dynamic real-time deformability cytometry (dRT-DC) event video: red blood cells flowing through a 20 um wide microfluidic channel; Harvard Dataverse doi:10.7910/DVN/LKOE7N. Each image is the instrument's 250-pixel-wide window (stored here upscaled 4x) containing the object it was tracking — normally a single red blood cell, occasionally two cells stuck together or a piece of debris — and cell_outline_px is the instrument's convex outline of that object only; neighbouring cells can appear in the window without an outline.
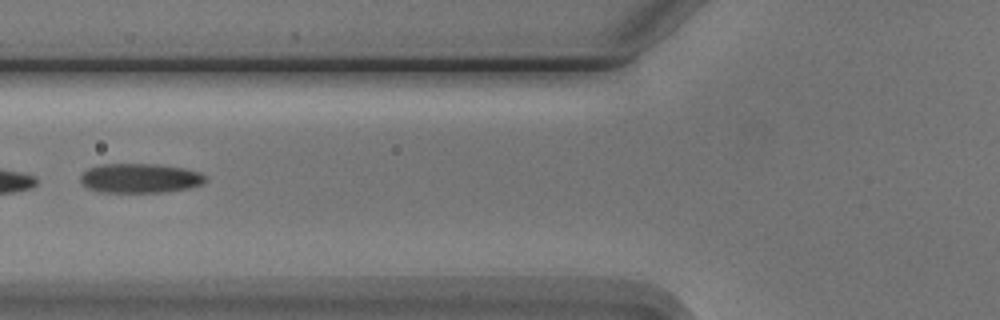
{"species": "Egyptian fruit bat (a non-hibernating species)", "species_latin": "Rousettus aegyptiacus", "temperature_condition": "cold", "stored_images_in_passage": 8, "camera_frame_rate_fps": 3000, "um_per_image_px": 0.085, "animal": {"sex": "male"}, "frame": {"image": 1, "passage_image": 5, "time_ms": 5.0, "image_size_px": [1000, 320], "cell_outline_px": [[208, 180], [204, 184], [188, 188], [164, 192], [100, 192], [88, 188], [80, 180], [80, 176], [88, 168], [100, 164], [156, 164], [184, 168], [200, 172], [208, 176]], "centroid_in_image_um": [11.95, 15.14], "position_along_channel_um": 113.9, "area_um2": 21.62}}
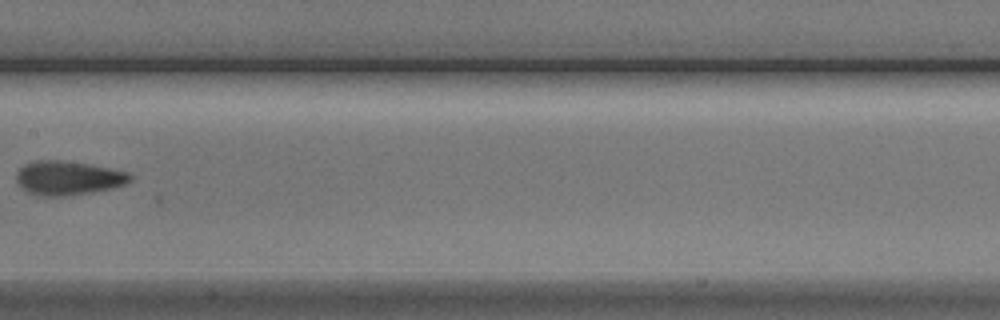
{"frame": {"image": 2, "passage_image": 7, "time_ms": 7.333, "image_size_px": [1000, 320], "cell_outline_px": [[132, 180], [124, 184], [112, 188], [64, 196], [40, 196], [28, 192], [16, 180], [16, 172], [24, 164], [36, 160], [60, 160], [88, 164], [128, 172], [132, 176]], "centroid_in_image_um": [5.77, 15.12], "position_along_channel_um": 201.6, "area_um2": 22.31}}
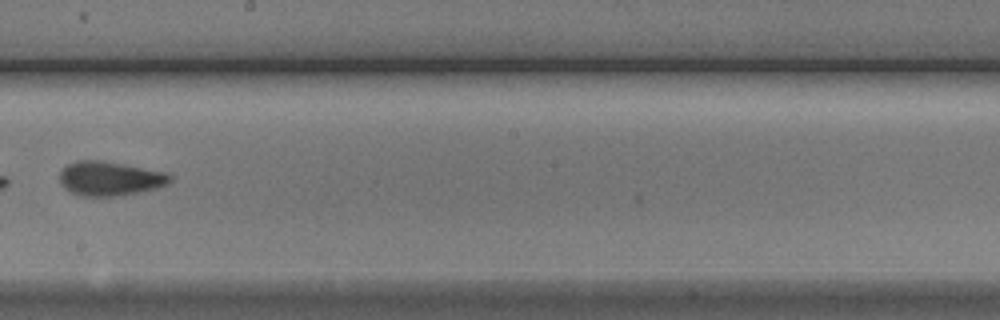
{"frame": {"image": 3, "passage_image": 8, "time_ms": 8.333, "image_size_px": [1000, 320], "cell_outline_px": [[172, 180], [168, 184], [156, 188], [116, 196], [80, 196], [64, 188], [60, 184], [60, 172], [68, 164], [76, 160], [100, 160], [124, 164], [168, 172], [172, 176]], "centroid_in_image_um": [9.35, 15.16], "position_along_channel_um": 238.9, "area_um2": 22.08}}